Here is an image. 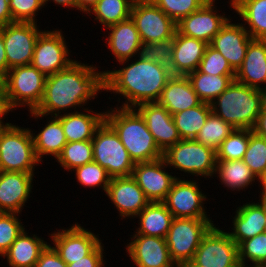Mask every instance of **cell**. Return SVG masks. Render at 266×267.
<instances>
[{
	"label": "cell",
	"mask_w": 266,
	"mask_h": 267,
	"mask_svg": "<svg viewBox=\"0 0 266 267\" xmlns=\"http://www.w3.org/2000/svg\"><path fill=\"white\" fill-rule=\"evenodd\" d=\"M96 70V66L75 60L67 68L47 76L42 100L35 110L29 111L31 116L35 119L59 116L68 108L76 112V107L86 106L105 90L104 71Z\"/></svg>",
	"instance_id": "obj_1"
},
{
	"label": "cell",
	"mask_w": 266,
	"mask_h": 267,
	"mask_svg": "<svg viewBox=\"0 0 266 267\" xmlns=\"http://www.w3.org/2000/svg\"><path fill=\"white\" fill-rule=\"evenodd\" d=\"M137 57L130 64V59L120 61L124 68L104 71V91L123 96L125 102L121 107L136 108L142 103L157 102L167 81L173 76L159 63L143 59L140 55Z\"/></svg>",
	"instance_id": "obj_2"
},
{
	"label": "cell",
	"mask_w": 266,
	"mask_h": 267,
	"mask_svg": "<svg viewBox=\"0 0 266 267\" xmlns=\"http://www.w3.org/2000/svg\"><path fill=\"white\" fill-rule=\"evenodd\" d=\"M114 107L105 112V121L114 129L130 158L150 162L163 157L143 116L136 108Z\"/></svg>",
	"instance_id": "obj_3"
},
{
	"label": "cell",
	"mask_w": 266,
	"mask_h": 267,
	"mask_svg": "<svg viewBox=\"0 0 266 267\" xmlns=\"http://www.w3.org/2000/svg\"><path fill=\"white\" fill-rule=\"evenodd\" d=\"M210 105L214 114L234 128L253 130L261 113L260 90L233 80Z\"/></svg>",
	"instance_id": "obj_4"
},
{
	"label": "cell",
	"mask_w": 266,
	"mask_h": 267,
	"mask_svg": "<svg viewBox=\"0 0 266 267\" xmlns=\"http://www.w3.org/2000/svg\"><path fill=\"white\" fill-rule=\"evenodd\" d=\"M45 81L46 76L31 64L9 69L4 80L3 106L11 112L20 106L35 110L42 100Z\"/></svg>",
	"instance_id": "obj_5"
},
{
	"label": "cell",
	"mask_w": 266,
	"mask_h": 267,
	"mask_svg": "<svg viewBox=\"0 0 266 267\" xmlns=\"http://www.w3.org/2000/svg\"><path fill=\"white\" fill-rule=\"evenodd\" d=\"M39 163L32 130L9 123L0 134V171L35 174Z\"/></svg>",
	"instance_id": "obj_6"
},
{
	"label": "cell",
	"mask_w": 266,
	"mask_h": 267,
	"mask_svg": "<svg viewBox=\"0 0 266 267\" xmlns=\"http://www.w3.org/2000/svg\"><path fill=\"white\" fill-rule=\"evenodd\" d=\"M213 222L210 218H173L165 240L170 258L177 267H186L192 260Z\"/></svg>",
	"instance_id": "obj_7"
},
{
	"label": "cell",
	"mask_w": 266,
	"mask_h": 267,
	"mask_svg": "<svg viewBox=\"0 0 266 267\" xmlns=\"http://www.w3.org/2000/svg\"><path fill=\"white\" fill-rule=\"evenodd\" d=\"M93 161L111 178L132 176L134 161L114 129L104 120L92 138Z\"/></svg>",
	"instance_id": "obj_8"
},
{
	"label": "cell",
	"mask_w": 266,
	"mask_h": 267,
	"mask_svg": "<svg viewBox=\"0 0 266 267\" xmlns=\"http://www.w3.org/2000/svg\"><path fill=\"white\" fill-rule=\"evenodd\" d=\"M168 167L195 176L212 178L217 164L216 150L194 139H181L164 153Z\"/></svg>",
	"instance_id": "obj_9"
},
{
	"label": "cell",
	"mask_w": 266,
	"mask_h": 267,
	"mask_svg": "<svg viewBox=\"0 0 266 267\" xmlns=\"http://www.w3.org/2000/svg\"><path fill=\"white\" fill-rule=\"evenodd\" d=\"M239 264L238 245L228 232L214 224L186 267H237Z\"/></svg>",
	"instance_id": "obj_10"
},
{
	"label": "cell",
	"mask_w": 266,
	"mask_h": 267,
	"mask_svg": "<svg viewBox=\"0 0 266 267\" xmlns=\"http://www.w3.org/2000/svg\"><path fill=\"white\" fill-rule=\"evenodd\" d=\"M130 17L143 44L169 40L177 31V23L152 0L133 4Z\"/></svg>",
	"instance_id": "obj_11"
},
{
	"label": "cell",
	"mask_w": 266,
	"mask_h": 267,
	"mask_svg": "<svg viewBox=\"0 0 266 267\" xmlns=\"http://www.w3.org/2000/svg\"><path fill=\"white\" fill-rule=\"evenodd\" d=\"M67 47L61 30H44L37 37L31 65L46 77L61 71L75 61Z\"/></svg>",
	"instance_id": "obj_12"
},
{
	"label": "cell",
	"mask_w": 266,
	"mask_h": 267,
	"mask_svg": "<svg viewBox=\"0 0 266 267\" xmlns=\"http://www.w3.org/2000/svg\"><path fill=\"white\" fill-rule=\"evenodd\" d=\"M199 186L197 180L177 178L162 203L174 218H210L203 203L207 195Z\"/></svg>",
	"instance_id": "obj_13"
},
{
	"label": "cell",
	"mask_w": 266,
	"mask_h": 267,
	"mask_svg": "<svg viewBox=\"0 0 266 267\" xmlns=\"http://www.w3.org/2000/svg\"><path fill=\"white\" fill-rule=\"evenodd\" d=\"M36 23L14 22L3 26L8 71L31 64L37 37L43 31Z\"/></svg>",
	"instance_id": "obj_14"
},
{
	"label": "cell",
	"mask_w": 266,
	"mask_h": 267,
	"mask_svg": "<svg viewBox=\"0 0 266 267\" xmlns=\"http://www.w3.org/2000/svg\"><path fill=\"white\" fill-rule=\"evenodd\" d=\"M52 246L66 264H71L89 255L100 243L99 235L75 223L68 229L50 235Z\"/></svg>",
	"instance_id": "obj_15"
},
{
	"label": "cell",
	"mask_w": 266,
	"mask_h": 267,
	"mask_svg": "<svg viewBox=\"0 0 266 267\" xmlns=\"http://www.w3.org/2000/svg\"><path fill=\"white\" fill-rule=\"evenodd\" d=\"M168 167L162 157L150 162H137L132 177L150 202H163L174 181L179 178L166 172Z\"/></svg>",
	"instance_id": "obj_16"
},
{
	"label": "cell",
	"mask_w": 266,
	"mask_h": 267,
	"mask_svg": "<svg viewBox=\"0 0 266 267\" xmlns=\"http://www.w3.org/2000/svg\"><path fill=\"white\" fill-rule=\"evenodd\" d=\"M215 2H205L197 11L183 17L177 23V31L189 37L205 41L210 44L213 37L230 19L225 15H221L216 9Z\"/></svg>",
	"instance_id": "obj_17"
},
{
	"label": "cell",
	"mask_w": 266,
	"mask_h": 267,
	"mask_svg": "<svg viewBox=\"0 0 266 267\" xmlns=\"http://www.w3.org/2000/svg\"><path fill=\"white\" fill-rule=\"evenodd\" d=\"M131 236L126 252L136 267H177L170 258L165 238L135 232Z\"/></svg>",
	"instance_id": "obj_18"
},
{
	"label": "cell",
	"mask_w": 266,
	"mask_h": 267,
	"mask_svg": "<svg viewBox=\"0 0 266 267\" xmlns=\"http://www.w3.org/2000/svg\"><path fill=\"white\" fill-rule=\"evenodd\" d=\"M105 194L123 219L136 218L150 203L132 176L111 178Z\"/></svg>",
	"instance_id": "obj_19"
},
{
	"label": "cell",
	"mask_w": 266,
	"mask_h": 267,
	"mask_svg": "<svg viewBox=\"0 0 266 267\" xmlns=\"http://www.w3.org/2000/svg\"><path fill=\"white\" fill-rule=\"evenodd\" d=\"M252 39L242 23H232L229 19L213 37L210 45L224 56L236 72L244 61L247 47Z\"/></svg>",
	"instance_id": "obj_20"
},
{
	"label": "cell",
	"mask_w": 266,
	"mask_h": 267,
	"mask_svg": "<svg viewBox=\"0 0 266 267\" xmlns=\"http://www.w3.org/2000/svg\"><path fill=\"white\" fill-rule=\"evenodd\" d=\"M136 109L145 119L148 130L163 153L181 140L173 116L165 107L152 102L139 104Z\"/></svg>",
	"instance_id": "obj_21"
},
{
	"label": "cell",
	"mask_w": 266,
	"mask_h": 267,
	"mask_svg": "<svg viewBox=\"0 0 266 267\" xmlns=\"http://www.w3.org/2000/svg\"><path fill=\"white\" fill-rule=\"evenodd\" d=\"M34 177L30 173L0 171V212L20 214L32 193Z\"/></svg>",
	"instance_id": "obj_22"
},
{
	"label": "cell",
	"mask_w": 266,
	"mask_h": 267,
	"mask_svg": "<svg viewBox=\"0 0 266 267\" xmlns=\"http://www.w3.org/2000/svg\"><path fill=\"white\" fill-rule=\"evenodd\" d=\"M258 201L260 202H247L236 208L232 220L233 232L228 233L237 245L265 231L266 200Z\"/></svg>",
	"instance_id": "obj_23"
},
{
	"label": "cell",
	"mask_w": 266,
	"mask_h": 267,
	"mask_svg": "<svg viewBox=\"0 0 266 267\" xmlns=\"http://www.w3.org/2000/svg\"><path fill=\"white\" fill-rule=\"evenodd\" d=\"M235 80L259 90L263 84L266 88V39L250 41L244 61L235 72Z\"/></svg>",
	"instance_id": "obj_24"
},
{
	"label": "cell",
	"mask_w": 266,
	"mask_h": 267,
	"mask_svg": "<svg viewBox=\"0 0 266 267\" xmlns=\"http://www.w3.org/2000/svg\"><path fill=\"white\" fill-rule=\"evenodd\" d=\"M110 31L106 39L110 52L116 62L131 59L140 55L143 45L134 21L130 18L106 28Z\"/></svg>",
	"instance_id": "obj_25"
},
{
	"label": "cell",
	"mask_w": 266,
	"mask_h": 267,
	"mask_svg": "<svg viewBox=\"0 0 266 267\" xmlns=\"http://www.w3.org/2000/svg\"><path fill=\"white\" fill-rule=\"evenodd\" d=\"M202 101L187 76L173 75L165 85L157 103L171 115L198 106Z\"/></svg>",
	"instance_id": "obj_26"
},
{
	"label": "cell",
	"mask_w": 266,
	"mask_h": 267,
	"mask_svg": "<svg viewBox=\"0 0 266 267\" xmlns=\"http://www.w3.org/2000/svg\"><path fill=\"white\" fill-rule=\"evenodd\" d=\"M208 44L176 31L174 35L173 75L187 76L198 69Z\"/></svg>",
	"instance_id": "obj_27"
},
{
	"label": "cell",
	"mask_w": 266,
	"mask_h": 267,
	"mask_svg": "<svg viewBox=\"0 0 266 267\" xmlns=\"http://www.w3.org/2000/svg\"><path fill=\"white\" fill-rule=\"evenodd\" d=\"M88 108L82 112H66L56 116L63 127L67 142L92 140L96 129L105 120V112H94ZM86 112V113H85Z\"/></svg>",
	"instance_id": "obj_28"
},
{
	"label": "cell",
	"mask_w": 266,
	"mask_h": 267,
	"mask_svg": "<svg viewBox=\"0 0 266 267\" xmlns=\"http://www.w3.org/2000/svg\"><path fill=\"white\" fill-rule=\"evenodd\" d=\"M32 235L29 236L24 229L3 254L2 258L7 259L10 267H35L41 253L49 244L36 234Z\"/></svg>",
	"instance_id": "obj_29"
},
{
	"label": "cell",
	"mask_w": 266,
	"mask_h": 267,
	"mask_svg": "<svg viewBox=\"0 0 266 267\" xmlns=\"http://www.w3.org/2000/svg\"><path fill=\"white\" fill-rule=\"evenodd\" d=\"M48 118L50 120H47V124L37 135L32 131L35 154L40 162L45 155L57 159L67 143L60 120L56 116Z\"/></svg>",
	"instance_id": "obj_30"
},
{
	"label": "cell",
	"mask_w": 266,
	"mask_h": 267,
	"mask_svg": "<svg viewBox=\"0 0 266 267\" xmlns=\"http://www.w3.org/2000/svg\"><path fill=\"white\" fill-rule=\"evenodd\" d=\"M136 217L140 225L136 234L161 238L166 237L174 218L162 202H150Z\"/></svg>",
	"instance_id": "obj_31"
},
{
	"label": "cell",
	"mask_w": 266,
	"mask_h": 267,
	"mask_svg": "<svg viewBox=\"0 0 266 267\" xmlns=\"http://www.w3.org/2000/svg\"><path fill=\"white\" fill-rule=\"evenodd\" d=\"M215 174L223 187L239 192L258 179L243 160H217L214 176Z\"/></svg>",
	"instance_id": "obj_32"
},
{
	"label": "cell",
	"mask_w": 266,
	"mask_h": 267,
	"mask_svg": "<svg viewBox=\"0 0 266 267\" xmlns=\"http://www.w3.org/2000/svg\"><path fill=\"white\" fill-rule=\"evenodd\" d=\"M233 10L243 19L251 38L266 39V0H239Z\"/></svg>",
	"instance_id": "obj_33"
},
{
	"label": "cell",
	"mask_w": 266,
	"mask_h": 267,
	"mask_svg": "<svg viewBox=\"0 0 266 267\" xmlns=\"http://www.w3.org/2000/svg\"><path fill=\"white\" fill-rule=\"evenodd\" d=\"M202 102L211 103L235 80V75H211L198 69L187 75Z\"/></svg>",
	"instance_id": "obj_34"
},
{
	"label": "cell",
	"mask_w": 266,
	"mask_h": 267,
	"mask_svg": "<svg viewBox=\"0 0 266 267\" xmlns=\"http://www.w3.org/2000/svg\"><path fill=\"white\" fill-rule=\"evenodd\" d=\"M211 112V105L201 102L198 106L173 114L181 139H195Z\"/></svg>",
	"instance_id": "obj_35"
},
{
	"label": "cell",
	"mask_w": 266,
	"mask_h": 267,
	"mask_svg": "<svg viewBox=\"0 0 266 267\" xmlns=\"http://www.w3.org/2000/svg\"><path fill=\"white\" fill-rule=\"evenodd\" d=\"M132 6L129 0H99L88 16L92 13L105 30L108 26L130 18Z\"/></svg>",
	"instance_id": "obj_36"
},
{
	"label": "cell",
	"mask_w": 266,
	"mask_h": 267,
	"mask_svg": "<svg viewBox=\"0 0 266 267\" xmlns=\"http://www.w3.org/2000/svg\"><path fill=\"white\" fill-rule=\"evenodd\" d=\"M234 129L230 123L211 112L194 140L217 150Z\"/></svg>",
	"instance_id": "obj_37"
},
{
	"label": "cell",
	"mask_w": 266,
	"mask_h": 267,
	"mask_svg": "<svg viewBox=\"0 0 266 267\" xmlns=\"http://www.w3.org/2000/svg\"><path fill=\"white\" fill-rule=\"evenodd\" d=\"M66 171L93 162L92 140L67 142L56 162Z\"/></svg>",
	"instance_id": "obj_38"
},
{
	"label": "cell",
	"mask_w": 266,
	"mask_h": 267,
	"mask_svg": "<svg viewBox=\"0 0 266 267\" xmlns=\"http://www.w3.org/2000/svg\"><path fill=\"white\" fill-rule=\"evenodd\" d=\"M250 129H237L216 150L217 160H242L249 143Z\"/></svg>",
	"instance_id": "obj_39"
},
{
	"label": "cell",
	"mask_w": 266,
	"mask_h": 267,
	"mask_svg": "<svg viewBox=\"0 0 266 267\" xmlns=\"http://www.w3.org/2000/svg\"><path fill=\"white\" fill-rule=\"evenodd\" d=\"M259 179L266 172V138L250 129L249 143L242 159Z\"/></svg>",
	"instance_id": "obj_40"
},
{
	"label": "cell",
	"mask_w": 266,
	"mask_h": 267,
	"mask_svg": "<svg viewBox=\"0 0 266 267\" xmlns=\"http://www.w3.org/2000/svg\"><path fill=\"white\" fill-rule=\"evenodd\" d=\"M239 262L242 265L266 267V233H260L238 245Z\"/></svg>",
	"instance_id": "obj_41"
},
{
	"label": "cell",
	"mask_w": 266,
	"mask_h": 267,
	"mask_svg": "<svg viewBox=\"0 0 266 267\" xmlns=\"http://www.w3.org/2000/svg\"><path fill=\"white\" fill-rule=\"evenodd\" d=\"M173 51L174 37L166 41L143 44L140 56L148 61L159 63L162 67L171 71L173 75Z\"/></svg>",
	"instance_id": "obj_42"
},
{
	"label": "cell",
	"mask_w": 266,
	"mask_h": 267,
	"mask_svg": "<svg viewBox=\"0 0 266 267\" xmlns=\"http://www.w3.org/2000/svg\"><path fill=\"white\" fill-rule=\"evenodd\" d=\"M75 177L83 187H100L106 193L111 177L98 163L91 162L73 169Z\"/></svg>",
	"instance_id": "obj_43"
},
{
	"label": "cell",
	"mask_w": 266,
	"mask_h": 267,
	"mask_svg": "<svg viewBox=\"0 0 266 267\" xmlns=\"http://www.w3.org/2000/svg\"><path fill=\"white\" fill-rule=\"evenodd\" d=\"M18 216V217H17ZM19 214L0 212V256L9 249L12 243L25 229Z\"/></svg>",
	"instance_id": "obj_44"
},
{
	"label": "cell",
	"mask_w": 266,
	"mask_h": 267,
	"mask_svg": "<svg viewBox=\"0 0 266 267\" xmlns=\"http://www.w3.org/2000/svg\"><path fill=\"white\" fill-rule=\"evenodd\" d=\"M169 18L178 23L197 11L206 0H152Z\"/></svg>",
	"instance_id": "obj_45"
},
{
	"label": "cell",
	"mask_w": 266,
	"mask_h": 267,
	"mask_svg": "<svg viewBox=\"0 0 266 267\" xmlns=\"http://www.w3.org/2000/svg\"><path fill=\"white\" fill-rule=\"evenodd\" d=\"M198 70L202 73L211 75H235V71L224 56L210 44L206 47Z\"/></svg>",
	"instance_id": "obj_46"
},
{
	"label": "cell",
	"mask_w": 266,
	"mask_h": 267,
	"mask_svg": "<svg viewBox=\"0 0 266 267\" xmlns=\"http://www.w3.org/2000/svg\"><path fill=\"white\" fill-rule=\"evenodd\" d=\"M9 9L14 22L36 23L35 17L43 7V0H9Z\"/></svg>",
	"instance_id": "obj_47"
},
{
	"label": "cell",
	"mask_w": 266,
	"mask_h": 267,
	"mask_svg": "<svg viewBox=\"0 0 266 267\" xmlns=\"http://www.w3.org/2000/svg\"><path fill=\"white\" fill-rule=\"evenodd\" d=\"M104 244L101 242L89 255L76 262L67 264L68 267H104ZM104 259V260H103Z\"/></svg>",
	"instance_id": "obj_48"
},
{
	"label": "cell",
	"mask_w": 266,
	"mask_h": 267,
	"mask_svg": "<svg viewBox=\"0 0 266 267\" xmlns=\"http://www.w3.org/2000/svg\"><path fill=\"white\" fill-rule=\"evenodd\" d=\"M35 267H68L55 251L52 245H48L41 253L40 258L35 264Z\"/></svg>",
	"instance_id": "obj_49"
},
{
	"label": "cell",
	"mask_w": 266,
	"mask_h": 267,
	"mask_svg": "<svg viewBox=\"0 0 266 267\" xmlns=\"http://www.w3.org/2000/svg\"><path fill=\"white\" fill-rule=\"evenodd\" d=\"M9 0H0V27L13 23Z\"/></svg>",
	"instance_id": "obj_50"
},
{
	"label": "cell",
	"mask_w": 266,
	"mask_h": 267,
	"mask_svg": "<svg viewBox=\"0 0 266 267\" xmlns=\"http://www.w3.org/2000/svg\"><path fill=\"white\" fill-rule=\"evenodd\" d=\"M0 72L5 76L8 72L7 57L4 46L3 26L0 27Z\"/></svg>",
	"instance_id": "obj_51"
},
{
	"label": "cell",
	"mask_w": 266,
	"mask_h": 267,
	"mask_svg": "<svg viewBox=\"0 0 266 267\" xmlns=\"http://www.w3.org/2000/svg\"><path fill=\"white\" fill-rule=\"evenodd\" d=\"M258 136L266 138V112H261L258 116L257 122L253 128Z\"/></svg>",
	"instance_id": "obj_52"
},
{
	"label": "cell",
	"mask_w": 266,
	"mask_h": 267,
	"mask_svg": "<svg viewBox=\"0 0 266 267\" xmlns=\"http://www.w3.org/2000/svg\"><path fill=\"white\" fill-rule=\"evenodd\" d=\"M98 1L99 0H76V9L88 15Z\"/></svg>",
	"instance_id": "obj_53"
},
{
	"label": "cell",
	"mask_w": 266,
	"mask_h": 267,
	"mask_svg": "<svg viewBox=\"0 0 266 267\" xmlns=\"http://www.w3.org/2000/svg\"><path fill=\"white\" fill-rule=\"evenodd\" d=\"M53 1V3L58 4L64 7H71L73 10L76 9V0H43L44 6L48 4V2Z\"/></svg>",
	"instance_id": "obj_54"
},
{
	"label": "cell",
	"mask_w": 266,
	"mask_h": 267,
	"mask_svg": "<svg viewBox=\"0 0 266 267\" xmlns=\"http://www.w3.org/2000/svg\"><path fill=\"white\" fill-rule=\"evenodd\" d=\"M10 111H8L4 106L0 109V134L3 131V129L10 123L6 122L4 123L3 116L7 115Z\"/></svg>",
	"instance_id": "obj_55"
},
{
	"label": "cell",
	"mask_w": 266,
	"mask_h": 267,
	"mask_svg": "<svg viewBox=\"0 0 266 267\" xmlns=\"http://www.w3.org/2000/svg\"><path fill=\"white\" fill-rule=\"evenodd\" d=\"M259 182H260V184L259 185H261L262 187V191H260V193H261V199H264V200H266V172H265V174L259 179Z\"/></svg>",
	"instance_id": "obj_56"
},
{
	"label": "cell",
	"mask_w": 266,
	"mask_h": 267,
	"mask_svg": "<svg viewBox=\"0 0 266 267\" xmlns=\"http://www.w3.org/2000/svg\"><path fill=\"white\" fill-rule=\"evenodd\" d=\"M261 95V112H266V88L260 90Z\"/></svg>",
	"instance_id": "obj_57"
},
{
	"label": "cell",
	"mask_w": 266,
	"mask_h": 267,
	"mask_svg": "<svg viewBox=\"0 0 266 267\" xmlns=\"http://www.w3.org/2000/svg\"><path fill=\"white\" fill-rule=\"evenodd\" d=\"M4 80L5 76L0 72V101L3 102L4 97Z\"/></svg>",
	"instance_id": "obj_58"
},
{
	"label": "cell",
	"mask_w": 266,
	"mask_h": 267,
	"mask_svg": "<svg viewBox=\"0 0 266 267\" xmlns=\"http://www.w3.org/2000/svg\"><path fill=\"white\" fill-rule=\"evenodd\" d=\"M206 1H212L215 2L216 0H206ZM239 0H230V2H228L230 4L231 9L233 10V6L238 2Z\"/></svg>",
	"instance_id": "obj_59"
},
{
	"label": "cell",
	"mask_w": 266,
	"mask_h": 267,
	"mask_svg": "<svg viewBox=\"0 0 266 267\" xmlns=\"http://www.w3.org/2000/svg\"><path fill=\"white\" fill-rule=\"evenodd\" d=\"M129 1L133 4H135V3L145 2V1H149V0H129Z\"/></svg>",
	"instance_id": "obj_60"
},
{
	"label": "cell",
	"mask_w": 266,
	"mask_h": 267,
	"mask_svg": "<svg viewBox=\"0 0 266 267\" xmlns=\"http://www.w3.org/2000/svg\"><path fill=\"white\" fill-rule=\"evenodd\" d=\"M237 267H253V266H250V265H242V264H239Z\"/></svg>",
	"instance_id": "obj_61"
},
{
	"label": "cell",
	"mask_w": 266,
	"mask_h": 267,
	"mask_svg": "<svg viewBox=\"0 0 266 267\" xmlns=\"http://www.w3.org/2000/svg\"><path fill=\"white\" fill-rule=\"evenodd\" d=\"M3 107V103L0 101V109Z\"/></svg>",
	"instance_id": "obj_62"
}]
</instances>
